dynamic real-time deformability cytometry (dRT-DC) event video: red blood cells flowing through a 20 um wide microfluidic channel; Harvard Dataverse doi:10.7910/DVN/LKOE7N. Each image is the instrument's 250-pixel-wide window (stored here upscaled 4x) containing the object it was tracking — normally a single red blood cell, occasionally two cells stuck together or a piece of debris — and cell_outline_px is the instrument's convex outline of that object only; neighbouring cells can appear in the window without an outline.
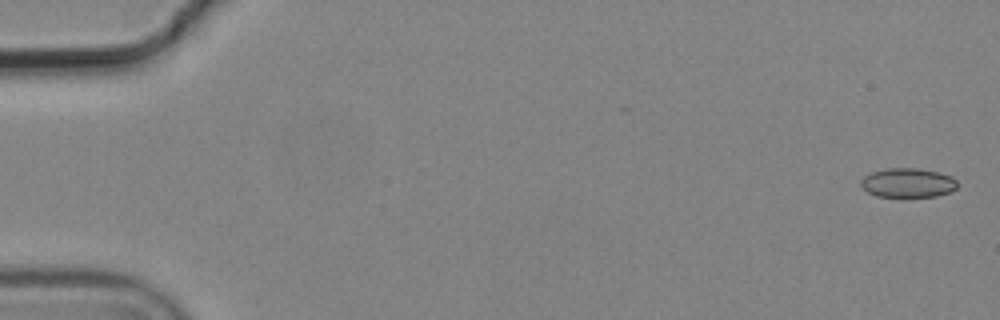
{"species": "common noctule bat (a hibernating species)", "species_latin": "Nyctalus noctula", "temperature_condition": "cold", "stored_images_in_passage": 9, "camera_frame_rate_fps": 3000, "um_per_image_px": 0.085, "animal": {"sex": "male", "body_mass_g": 19.2, "forearm_length_mm": 51.8}, "frame": {"image": 1, "passage_image": 1, "time_ms": 0.0, "image_size_px": [1000, 320], "cell_outline_px": [[956, 188], [948, 192], [936, 196], [900, 200], [876, 196], [868, 192], [860, 184], [860, 180], [864, 176], [872, 172], [884, 168], [916, 168], [936, 172], [952, 176], [956, 180]], "centroid_in_image_um": [77.12, 15.59], "position_along_channel_um": 7.9, "area_um2": 17.11}}
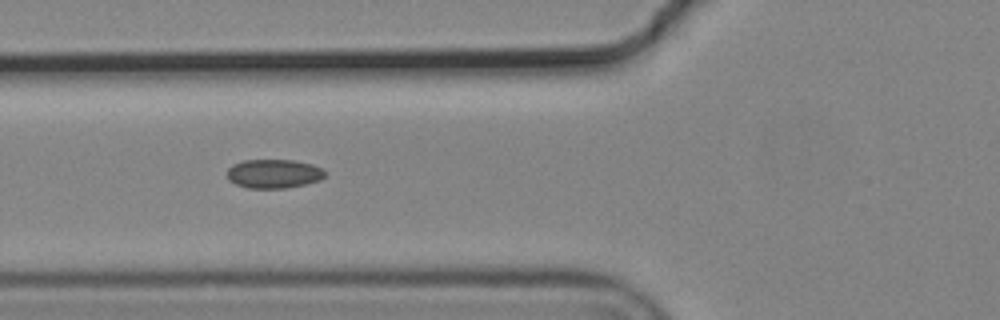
{"frame": {"image": 2, "passage_image": 6, "time_ms": 1.667, "image_size_px": [1000, 320], "cell_outline_px": [[328, 172], [320, 180], [304, 184], [284, 188], [248, 188], [236, 184], [228, 180], [228, 168], [232, 164], [244, 160], [292, 160], [312, 164]], "centroid_in_image_um": [23.26, 14.76], "position_along_channel_um": 102.5, "area_um2": 16.47}}
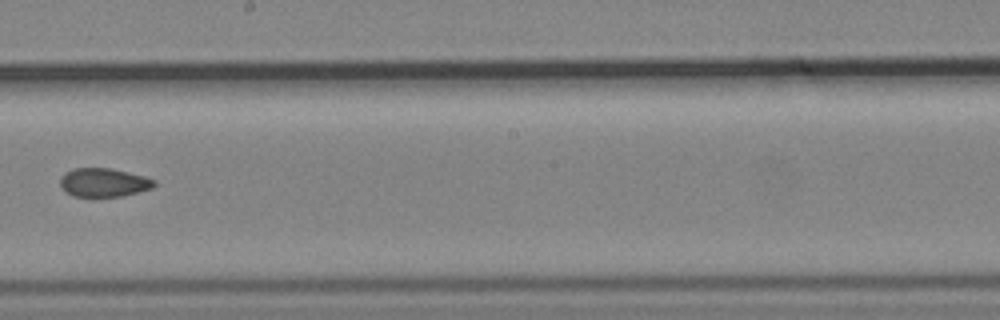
{"frame": {"image": 3, "passage_image": 9, "time_ms": 2.667, "image_size_px": [1000, 320], "cell_outline_px": [[156, 184], [152, 188], [120, 196], [72, 196], [64, 192], [60, 184], [60, 180], [64, 172], [72, 168], [108, 168], [144, 176], [156, 180]], "centroid_in_image_um": [8.77, 15.51], "position_along_channel_um": 239.4, "area_um2": 15.61}}